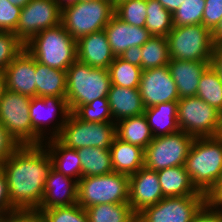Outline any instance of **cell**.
I'll return each mask as SVG.
<instances>
[{"mask_svg":"<svg viewBox=\"0 0 222 222\" xmlns=\"http://www.w3.org/2000/svg\"><path fill=\"white\" fill-rule=\"evenodd\" d=\"M39 222H89L86 210L78 203L68 207L40 210Z\"/></svg>","mask_w":222,"mask_h":222,"instance_id":"35","label":"cell"},{"mask_svg":"<svg viewBox=\"0 0 222 222\" xmlns=\"http://www.w3.org/2000/svg\"><path fill=\"white\" fill-rule=\"evenodd\" d=\"M113 171L131 175L144 167V149L120 140L117 136L110 147Z\"/></svg>","mask_w":222,"mask_h":222,"instance_id":"24","label":"cell"},{"mask_svg":"<svg viewBox=\"0 0 222 222\" xmlns=\"http://www.w3.org/2000/svg\"><path fill=\"white\" fill-rule=\"evenodd\" d=\"M111 85L139 88L142 69L116 56L108 67Z\"/></svg>","mask_w":222,"mask_h":222,"instance_id":"34","label":"cell"},{"mask_svg":"<svg viewBox=\"0 0 222 222\" xmlns=\"http://www.w3.org/2000/svg\"><path fill=\"white\" fill-rule=\"evenodd\" d=\"M25 50L37 62L64 71L77 60V41L61 23L39 32L25 44Z\"/></svg>","mask_w":222,"mask_h":222,"instance_id":"3","label":"cell"},{"mask_svg":"<svg viewBox=\"0 0 222 222\" xmlns=\"http://www.w3.org/2000/svg\"><path fill=\"white\" fill-rule=\"evenodd\" d=\"M116 125H118L116 136L120 140L137 145L144 150L154 138L144 114L122 119Z\"/></svg>","mask_w":222,"mask_h":222,"instance_id":"27","label":"cell"},{"mask_svg":"<svg viewBox=\"0 0 222 222\" xmlns=\"http://www.w3.org/2000/svg\"><path fill=\"white\" fill-rule=\"evenodd\" d=\"M165 9L173 14L182 5L184 0H158Z\"/></svg>","mask_w":222,"mask_h":222,"instance_id":"49","label":"cell"},{"mask_svg":"<svg viewBox=\"0 0 222 222\" xmlns=\"http://www.w3.org/2000/svg\"><path fill=\"white\" fill-rule=\"evenodd\" d=\"M206 196L164 197L137 214L136 222H191Z\"/></svg>","mask_w":222,"mask_h":222,"instance_id":"12","label":"cell"},{"mask_svg":"<svg viewBox=\"0 0 222 222\" xmlns=\"http://www.w3.org/2000/svg\"><path fill=\"white\" fill-rule=\"evenodd\" d=\"M222 18V0H205L202 25L213 31Z\"/></svg>","mask_w":222,"mask_h":222,"instance_id":"41","label":"cell"},{"mask_svg":"<svg viewBox=\"0 0 222 222\" xmlns=\"http://www.w3.org/2000/svg\"><path fill=\"white\" fill-rule=\"evenodd\" d=\"M194 139L181 130L154 137L144 150V167L159 171L169 167L185 166Z\"/></svg>","mask_w":222,"mask_h":222,"instance_id":"11","label":"cell"},{"mask_svg":"<svg viewBox=\"0 0 222 222\" xmlns=\"http://www.w3.org/2000/svg\"><path fill=\"white\" fill-rule=\"evenodd\" d=\"M89 222H136L129 204H97L85 209Z\"/></svg>","mask_w":222,"mask_h":222,"instance_id":"30","label":"cell"},{"mask_svg":"<svg viewBox=\"0 0 222 222\" xmlns=\"http://www.w3.org/2000/svg\"><path fill=\"white\" fill-rule=\"evenodd\" d=\"M128 199L129 175L112 172L78 181V204L84 209L97 204H128Z\"/></svg>","mask_w":222,"mask_h":222,"instance_id":"6","label":"cell"},{"mask_svg":"<svg viewBox=\"0 0 222 222\" xmlns=\"http://www.w3.org/2000/svg\"><path fill=\"white\" fill-rule=\"evenodd\" d=\"M139 91L145 108L179 100L176 83L168 65L142 70Z\"/></svg>","mask_w":222,"mask_h":222,"instance_id":"14","label":"cell"},{"mask_svg":"<svg viewBox=\"0 0 222 222\" xmlns=\"http://www.w3.org/2000/svg\"><path fill=\"white\" fill-rule=\"evenodd\" d=\"M145 28L151 36L166 37L173 29L172 14L158 0H147Z\"/></svg>","mask_w":222,"mask_h":222,"instance_id":"33","label":"cell"},{"mask_svg":"<svg viewBox=\"0 0 222 222\" xmlns=\"http://www.w3.org/2000/svg\"><path fill=\"white\" fill-rule=\"evenodd\" d=\"M157 175L164 197L206 196L193 185L185 166L165 168Z\"/></svg>","mask_w":222,"mask_h":222,"instance_id":"23","label":"cell"},{"mask_svg":"<svg viewBox=\"0 0 222 222\" xmlns=\"http://www.w3.org/2000/svg\"><path fill=\"white\" fill-rule=\"evenodd\" d=\"M177 104L178 101H169L145 108L144 115L153 137L172 134L180 130L177 123Z\"/></svg>","mask_w":222,"mask_h":222,"instance_id":"25","label":"cell"},{"mask_svg":"<svg viewBox=\"0 0 222 222\" xmlns=\"http://www.w3.org/2000/svg\"><path fill=\"white\" fill-rule=\"evenodd\" d=\"M2 222H39L35 211H15L3 218Z\"/></svg>","mask_w":222,"mask_h":222,"instance_id":"45","label":"cell"},{"mask_svg":"<svg viewBox=\"0 0 222 222\" xmlns=\"http://www.w3.org/2000/svg\"><path fill=\"white\" fill-rule=\"evenodd\" d=\"M25 49L14 32L0 31V70L5 68Z\"/></svg>","mask_w":222,"mask_h":222,"instance_id":"39","label":"cell"},{"mask_svg":"<svg viewBox=\"0 0 222 222\" xmlns=\"http://www.w3.org/2000/svg\"><path fill=\"white\" fill-rule=\"evenodd\" d=\"M12 5L25 7L31 0H8Z\"/></svg>","mask_w":222,"mask_h":222,"instance_id":"52","label":"cell"},{"mask_svg":"<svg viewBox=\"0 0 222 222\" xmlns=\"http://www.w3.org/2000/svg\"><path fill=\"white\" fill-rule=\"evenodd\" d=\"M115 15L130 25L145 27L147 0L124 1L115 7Z\"/></svg>","mask_w":222,"mask_h":222,"instance_id":"38","label":"cell"},{"mask_svg":"<svg viewBox=\"0 0 222 222\" xmlns=\"http://www.w3.org/2000/svg\"><path fill=\"white\" fill-rule=\"evenodd\" d=\"M61 23V9L55 0H31L22 8L14 34L25 45L39 32Z\"/></svg>","mask_w":222,"mask_h":222,"instance_id":"13","label":"cell"},{"mask_svg":"<svg viewBox=\"0 0 222 222\" xmlns=\"http://www.w3.org/2000/svg\"><path fill=\"white\" fill-rule=\"evenodd\" d=\"M206 203L214 209L222 205V186H214L206 194Z\"/></svg>","mask_w":222,"mask_h":222,"instance_id":"47","label":"cell"},{"mask_svg":"<svg viewBox=\"0 0 222 222\" xmlns=\"http://www.w3.org/2000/svg\"><path fill=\"white\" fill-rule=\"evenodd\" d=\"M119 57L125 61L130 62L133 65L141 67V46L130 47L126 51H124Z\"/></svg>","mask_w":222,"mask_h":222,"instance_id":"46","label":"cell"},{"mask_svg":"<svg viewBox=\"0 0 222 222\" xmlns=\"http://www.w3.org/2000/svg\"><path fill=\"white\" fill-rule=\"evenodd\" d=\"M72 113L78 119L86 122H112L107 97L98 98L87 105H80Z\"/></svg>","mask_w":222,"mask_h":222,"instance_id":"37","label":"cell"},{"mask_svg":"<svg viewBox=\"0 0 222 222\" xmlns=\"http://www.w3.org/2000/svg\"><path fill=\"white\" fill-rule=\"evenodd\" d=\"M31 97L4 89L0 96V122L23 145H41L40 138L31 126Z\"/></svg>","mask_w":222,"mask_h":222,"instance_id":"8","label":"cell"},{"mask_svg":"<svg viewBox=\"0 0 222 222\" xmlns=\"http://www.w3.org/2000/svg\"><path fill=\"white\" fill-rule=\"evenodd\" d=\"M115 8L111 0L76 2L61 10V24L75 41L101 30H104Z\"/></svg>","mask_w":222,"mask_h":222,"instance_id":"5","label":"cell"},{"mask_svg":"<svg viewBox=\"0 0 222 222\" xmlns=\"http://www.w3.org/2000/svg\"><path fill=\"white\" fill-rule=\"evenodd\" d=\"M80 2H91V1H97V0H78Z\"/></svg>","mask_w":222,"mask_h":222,"instance_id":"58","label":"cell"},{"mask_svg":"<svg viewBox=\"0 0 222 222\" xmlns=\"http://www.w3.org/2000/svg\"><path fill=\"white\" fill-rule=\"evenodd\" d=\"M141 69L148 70L168 65L170 61L168 41L166 37L151 36L141 46Z\"/></svg>","mask_w":222,"mask_h":222,"instance_id":"32","label":"cell"},{"mask_svg":"<svg viewBox=\"0 0 222 222\" xmlns=\"http://www.w3.org/2000/svg\"><path fill=\"white\" fill-rule=\"evenodd\" d=\"M44 107H46V109L48 108V111L46 110L47 115L44 113L42 114V111L45 109ZM55 108L61 111L60 113H62L63 121L58 125V127H56L55 132L53 131V136H51L52 138H57L60 135L63 125L71 113L67 99L56 96L31 97L29 106L31 126L40 138H42L41 135L43 134V130H41L43 128L41 125L44 124L43 122L48 120L50 116H52V113L56 111Z\"/></svg>","mask_w":222,"mask_h":222,"instance_id":"22","label":"cell"},{"mask_svg":"<svg viewBox=\"0 0 222 222\" xmlns=\"http://www.w3.org/2000/svg\"><path fill=\"white\" fill-rule=\"evenodd\" d=\"M212 36L214 44L222 42V18L217 27L212 31Z\"/></svg>","mask_w":222,"mask_h":222,"instance_id":"50","label":"cell"},{"mask_svg":"<svg viewBox=\"0 0 222 222\" xmlns=\"http://www.w3.org/2000/svg\"><path fill=\"white\" fill-rule=\"evenodd\" d=\"M48 143L52 167L71 178L77 176L76 181H79L82 178V167L77 150L66 147L57 138H51Z\"/></svg>","mask_w":222,"mask_h":222,"instance_id":"28","label":"cell"},{"mask_svg":"<svg viewBox=\"0 0 222 222\" xmlns=\"http://www.w3.org/2000/svg\"><path fill=\"white\" fill-rule=\"evenodd\" d=\"M57 189L63 191L62 195L61 192L58 193ZM77 203L78 181H72L71 177L63 175L52 167L45 182L43 200L35 213L49 208L68 207Z\"/></svg>","mask_w":222,"mask_h":222,"instance_id":"17","label":"cell"},{"mask_svg":"<svg viewBox=\"0 0 222 222\" xmlns=\"http://www.w3.org/2000/svg\"><path fill=\"white\" fill-rule=\"evenodd\" d=\"M196 97L201 98L217 111L222 110V78L211 64L200 77Z\"/></svg>","mask_w":222,"mask_h":222,"instance_id":"31","label":"cell"},{"mask_svg":"<svg viewBox=\"0 0 222 222\" xmlns=\"http://www.w3.org/2000/svg\"><path fill=\"white\" fill-rule=\"evenodd\" d=\"M4 90V71L0 70V96Z\"/></svg>","mask_w":222,"mask_h":222,"instance_id":"53","label":"cell"},{"mask_svg":"<svg viewBox=\"0 0 222 222\" xmlns=\"http://www.w3.org/2000/svg\"><path fill=\"white\" fill-rule=\"evenodd\" d=\"M81 161L82 177L107 175L113 171L110 150L99 147L77 149Z\"/></svg>","mask_w":222,"mask_h":222,"instance_id":"29","label":"cell"},{"mask_svg":"<svg viewBox=\"0 0 222 222\" xmlns=\"http://www.w3.org/2000/svg\"><path fill=\"white\" fill-rule=\"evenodd\" d=\"M205 0H184L172 14L173 27L202 24Z\"/></svg>","mask_w":222,"mask_h":222,"instance_id":"36","label":"cell"},{"mask_svg":"<svg viewBox=\"0 0 222 222\" xmlns=\"http://www.w3.org/2000/svg\"><path fill=\"white\" fill-rule=\"evenodd\" d=\"M36 97L66 98V71L36 61Z\"/></svg>","mask_w":222,"mask_h":222,"instance_id":"26","label":"cell"},{"mask_svg":"<svg viewBox=\"0 0 222 222\" xmlns=\"http://www.w3.org/2000/svg\"><path fill=\"white\" fill-rule=\"evenodd\" d=\"M66 99L71 112L80 105L107 97L111 87L109 71L76 60L66 70Z\"/></svg>","mask_w":222,"mask_h":222,"instance_id":"4","label":"cell"},{"mask_svg":"<svg viewBox=\"0 0 222 222\" xmlns=\"http://www.w3.org/2000/svg\"><path fill=\"white\" fill-rule=\"evenodd\" d=\"M211 62L170 59L168 67L176 83L179 99L196 96L199 80Z\"/></svg>","mask_w":222,"mask_h":222,"instance_id":"20","label":"cell"},{"mask_svg":"<svg viewBox=\"0 0 222 222\" xmlns=\"http://www.w3.org/2000/svg\"><path fill=\"white\" fill-rule=\"evenodd\" d=\"M22 8L0 0V31L15 32Z\"/></svg>","mask_w":222,"mask_h":222,"instance_id":"40","label":"cell"},{"mask_svg":"<svg viewBox=\"0 0 222 222\" xmlns=\"http://www.w3.org/2000/svg\"><path fill=\"white\" fill-rule=\"evenodd\" d=\"M104 31L115 57L120 56L130 47L144 45L151 37L145 27L130 25L115 14L111 17Z\"/></svg>","mask_w":222,"mask_h":222,"instance_id":"18","label":"cell"},{"mask_svg":"<svg viewBox=\"0 0 222 222\" xmlns=\"http://www.w3.org/2000/svg\"><path fill=\"white\" fill-rule=\"evenodd\" d=\"M214 186H222V171Z\"/></svg>","mask_w":222,"mask_h":222,"instance_id":"56","label":"cell"},{"mask_svg":"<svg viewBox=\"0 0 222 222\" xmlns=\"http://www.w3.org/2000/svg\"><path fill=\"white\" fill-rule=\"evenodd\" d=\"M112 117L116 121L144 114L145 107L139 88L111 85L107 94Z\"/></svg>","mask_w":222,"mask_h":222,"instance_id":"21","label":"cell"},{"mask_svg":"<svg viewBox=\"0 0 222 222\" xmlns=\"http://www.w3.org/2000/svg\"><path fill=\"white\" fill-rule=\"evenodd\" d=\"M5 213L10 214L12 212H0V222H2L3 218L5 217V216H3V215H6Z\"/></svg>","mask_w":222,"mask_h":222,"instance_id":"57","label":"cell"},{"mask_svg":"<svg viewBox=\"0 0 222 222\" xmlns=\"http://www.w3.org/2000/svg\"><path fill=\"white\" fill-rule=\"evenodd\" d=\"M177 123L181 131L194 138L219 136L220 112L199 97L178 100Z\"/></svg>","mask_w":222,"mask_h":222,"instance_id":"10","label":"cell"},{"mask_svg":"<svg viewBox=\"0 0 222 222\" xmlns=\"http://www.w3.org/2000/svg\"><path fill=\"white\" fill-rule=\"evenodd\" d=\"M56 3L58 4V7L62 10L63 8L73 5L74 3L78 2V0H55ZM63 1H66L64 4L62 3ZM63 4V5H62Z\"/></svg>","mask_w":222,"mask_h":222,"instance_id":"51","label":"cell"},{"mask_svg":"<svg viewBox=\"0 0 222 222\" xmlns=\"http://www.w3.org/2000/svg\"><path fill=\"white\" fill-rule=\"evenodd\" d=\"M36 59L25 49L4 70V89L36 97Z\"/></svg>","mask_w":222,"mask_h":222,"instance_id":"16","label":"cell"},{"mask_svg":"<svg viewBox=\"0 0 222 222\" xmlns=\"http://www.w3.org/2000/svg\"><path fill=\"white\" fill-rule=\"evenodd\" d=\"M163 198L157 171L142 167L129 175L128 204L136 215Z\"/></svg>","mask_w":222,"mask_h":222,"instance_id":"15","label":"cell"},{"mask_svg":"<svg viewBox=\"0 0 222 222\" xmlns=\"http://www.w3.org/2000/svg\"><path fill=\"white\" fill-rule=\"evenodd\" d=\"M219 136L222 137V110L220 111V127H219Z\"/></svg>","mask_w":222,"mask_h":222,"instance_id":"55","label":"cell"},{"mask_svg":"<svg viewBox=\"0 0 222 222\" xmlns=\"http://www.w3.org/2000/svg\"><path fill=\"white\" fill-rule=\"evenodd\" d=\"M115 59L104 30L88 34L77 41V60L93 68H106Z\"/></svg>","mask_w":222,"mask_h":222,"instance_id":"19","label":"cell"},{"mask_svg":"<svg viewBox=\"0 0 222 222\" xmlns=\"http://www.w3.org/2000/svg\"><path fill=\"white\" fill-rule=\"evenodd\" d=\"M191 222H222V210L216 211L205 203L194 215Z\"/></svg>","mask_w":222,"mask_h":222,"instance_id":"43","label":"cell"},{"mask_svg":"<svg viewBox=\"0 0 222 222\" xmlns=\"http://www.w3.org/2000/svg\"><path fill=\"white\" fill-rule=\"evenodd\" d=\"M127 1V0H111L112 6L115 8L120 3Z\"/></svg>","mask_w":222,"mask_h":222,"instance_id":"54","label":"cell"},{"mask_svg":"<svg viewBox=\"0 0 222 222\" xmlns=\"http://www.w3.org/2000/svg\"><path fill=\"white\" fill-rule=\"evenodd\" d=\"M185 168L196 189L206 195L222 171V137L195 138Z\"/></svg>","mask_w":222,"mask_h":222,"instance_id":"2","label":"cell"},{"mask_svg":"<svg viewBox=\"0 0 222 222\" xmlns=\"http://www.w3.org/2000/svg\"><path fill=\"white\" fill-rule=\"evenodd\" d=\"M21 146L0 122V166Z\"/></svg>","mask_w":222,"mask_h":222,"instance_id":"42","label":"cell"},{"mask_svg":"<svg viewBox=\"0 0 222 222\" xmlns=\"http://www.w3.org/2000/svg\"><path fill=\"white\" fill-rule=\"evenodd\" d=\"M211 65L218 71L222 78V42L214 44Z\"/></svg>","mask_w":222,"mask_h":222,"instance_id":"48","label":"cell"},{"mask_svg":"<svg viewBox=\"0 0 222 222\" xmlns=\"http://www.w3.org/2000/svg\"><path fill=\"white\" fill-rule=\"evenodd\" d=\"M116 126L113 122L82 121L71 112L57 139L75 150L85 147L109 150L116 138Z\"/></svg>","mask_w":222,"mask_h":222,"instance_id":"9","label":"cell"},{"mask_svg":"<svg viewBox=\"0 0 222 222\" xmlns=\"http://www.w3.org/2000/svg\"><path fill=\"white\" fill-rule=\"evenodd\" d=\"M42 145H23L1 166L11 205L18 211H36L43 200L52 159Z\"/></svg>","mask_w":222,"mask_h":222,"instance_id":"1","label":"cell"},{"mask_svg":"<svg viewBox=\"0 0 222 222\" xmlns=\"http://www.w3.org/2000/svg\"><path fill=\"white\" fill-rule=\"evenodd\" d=\"M17 211L10 202L8 193V185L5 173L0 168V212H15Z\"/></svg>","mask_w":222,"mask_h":222,"instance_id":"44","label":"cell"},{"mask_svg":"<svg viewBox=\"0 0 222 222\" xmlns=\"http://www.w3.org/2000/svg\"><path fill=\"white\" fill-rule=\"evenodd\" d=\"M166 38L170 59L212 62V31L202 24L173 27Z\"/></svg>","mask_w":222,"mask_h":222,"instance_id":"7","label":"cell"}]
</instances>
